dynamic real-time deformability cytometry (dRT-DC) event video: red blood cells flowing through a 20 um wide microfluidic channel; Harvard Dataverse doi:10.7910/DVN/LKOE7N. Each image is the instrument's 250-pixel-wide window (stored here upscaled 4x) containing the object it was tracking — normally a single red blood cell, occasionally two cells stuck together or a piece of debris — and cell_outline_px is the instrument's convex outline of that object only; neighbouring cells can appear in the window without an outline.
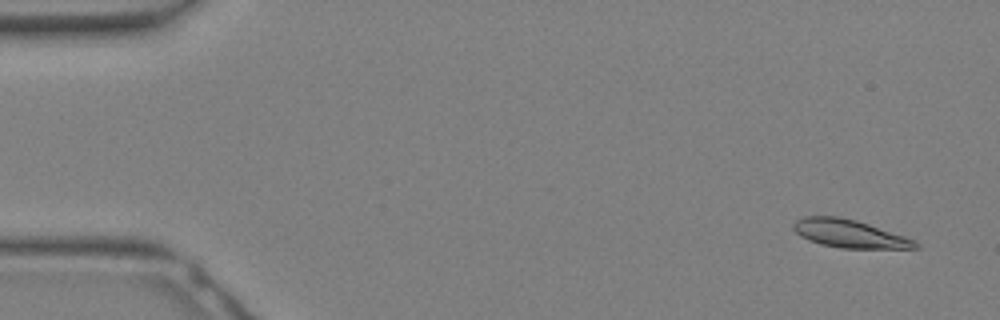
{"species": "Egyptian fruit bat (a non-hibernating species)", "species_latin": "Rousettus aegyptiacus", "temperature_condition": "warm", "stored_images_in_passage": 23, "camera_frame_rate_fps": 3000, "um_per_image_px": 0.085, "animal": {"sex": "female"}, "frame": {"image": 1, "passage_image": 2, "time_ms": 0.333, "image_size_px": [1000, 320], "cell_outline_px": [[920, 248], [840, 248], [820, 244], [808, 240], [800, 236], [792, 228], [792, 224], [796, 220], [804, 216], [836, 216], [856, 220], [916, 240], [920, 244]], "centroid_in_image_um": [72.18, 19.86], "position_along_channel_um": 12.8, "area_um2": 19.88}}
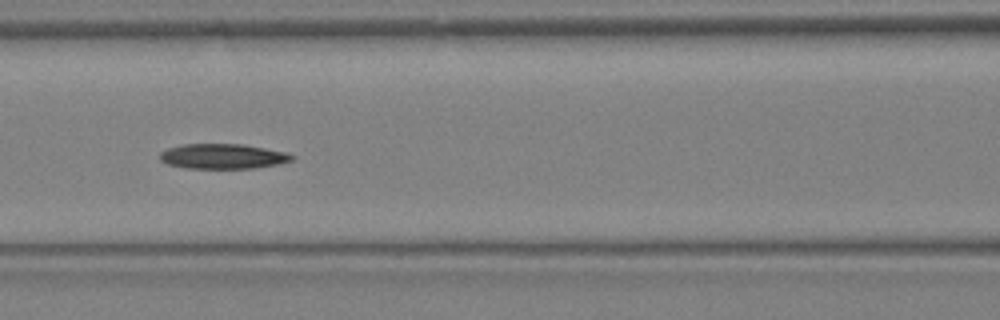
{"frame": {"image": 2, "passage_image": 14, "time_ms": 4.333, "image_size_px": [1000, 320], "cell_outline_px": [[296, 156], [292, 160], [276, 164], [256, 168], [188, 168], [168, 164], [160, 160], [160, 152], [168, 148], [184, 144], [244, 144], [284, 152]], "centroid_in_image_um": [18.93, 13.28], "position_along_channel_um": 147.7, "area_um2": 19.07}}
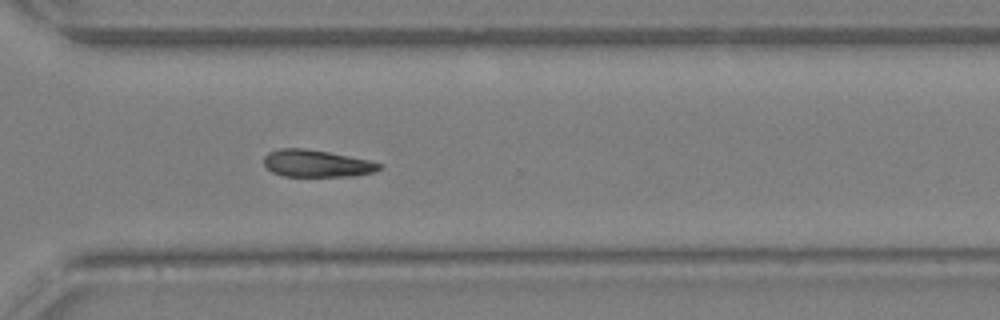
{"frame": {"image": 3, "passage_image": 23, "time_ms": 7.333, "image_size_px": [1000, 320], "cell_outline_px": [[384, 168], [376, 172], [352, 176], [284, 176], [272, 172], [264, 164], [264, 156], [268, 152], [280, 148], [304, 148], [328, 152], [368, 160], [384, 164]], "centroid_in_image_um": [26.95, 13.9], "position_along_channel_um": 343.7, "area_um2": 18.32}}